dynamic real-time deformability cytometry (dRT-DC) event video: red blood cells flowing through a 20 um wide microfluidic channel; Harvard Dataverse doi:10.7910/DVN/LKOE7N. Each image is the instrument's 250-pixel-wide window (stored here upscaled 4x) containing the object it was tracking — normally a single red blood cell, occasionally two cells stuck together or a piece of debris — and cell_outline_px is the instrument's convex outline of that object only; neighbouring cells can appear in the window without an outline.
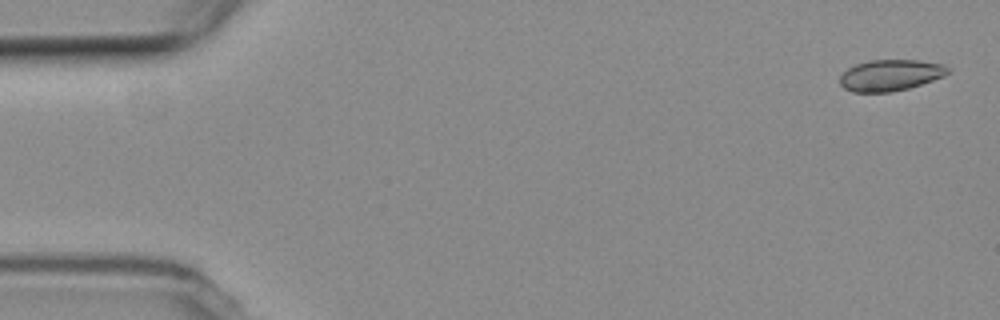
{"species": "common noctule bat (a hibernating species)", "species_latin": "Nyctalus noctula", "temperature_condition": "room temperature", "stored_images_in_passage": 56, "camera_frame_rate_fps": 3000, "um_per_image_px": 0.085, "animal": {"sex": "female", "body_mass_g": 19.3, "forearm_length_mm": 54.1}, "frame": {"image": 1, "passage_image": 2, "time_ms": 0.333, "image_size_px": [1000, 320], "cell_outline_px": [[948, 72], [944, 76], [908, 88], [892, 92], [852, 92], [844, 88], [840, 84], [840, 76], [848, 68], [856, 64], [868, 60], [916, 60], [944, 64], [948, 68]], "centroid_in_image_um": [75.65, 6.39], "position_along_channel_um": 9.3, "area_um2": 19.54}}
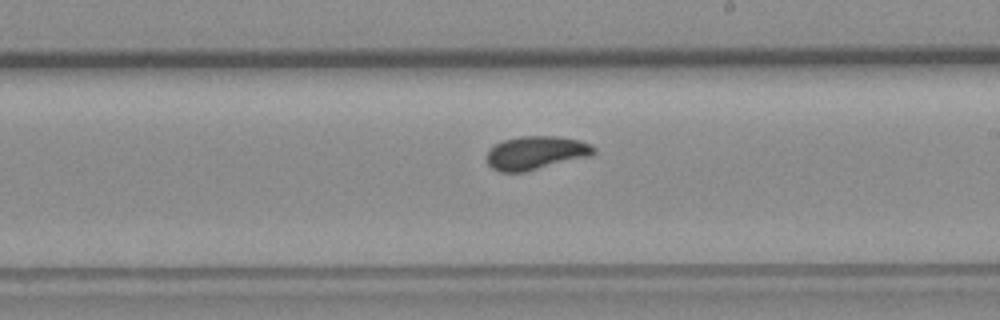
{"frame": {"image": 2, "passage_image": 33, "time_ms": 10.667, "image_size_px": [1000, 320], "cell_outline_px": [[596, 152], [592, 156], [524, 172], [500, 172], [492, 168], [488, 164], [484, 156], [488, 148], [504, 140], [520, 136], [556, 136], [580, 140], [592, 144], [596, 148]], "centroid_in_image_um": [45.55, 12.99], "position_along_channel_um": 243.5, "area_um2": 21.27}}
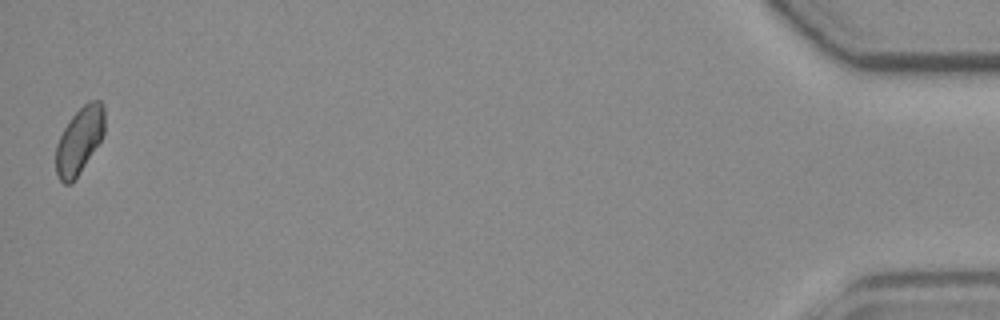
{"frame": {"image": 3, "passage_image": 56, "time_ms": 18.333, "image_size_px": [1000, 320], "cell_outline_px": [[104, 132], [100, 140], [76, 180], [72, 184], [64, 184], [60, 180], [56, 172], [56, 144], [64, 128], [72, 116], [88, 100], [100, 100], [104, 104]], "centroid_in_image_um": [6.75, 11.95], "position_along_channel_um": 428.5, "area_um2": 18.9}, "authors_computed_cell_mechanics": {"area_um2": 20.3745, "velocity_mm_per_s": 3.7153, "shape_relaxation_time_tau1_ms": 3.6881, "shape_relaxation_time_tau2_ms": null, "deformation_change_tau1": 0.0765, "deformation_change_tau2": null}}